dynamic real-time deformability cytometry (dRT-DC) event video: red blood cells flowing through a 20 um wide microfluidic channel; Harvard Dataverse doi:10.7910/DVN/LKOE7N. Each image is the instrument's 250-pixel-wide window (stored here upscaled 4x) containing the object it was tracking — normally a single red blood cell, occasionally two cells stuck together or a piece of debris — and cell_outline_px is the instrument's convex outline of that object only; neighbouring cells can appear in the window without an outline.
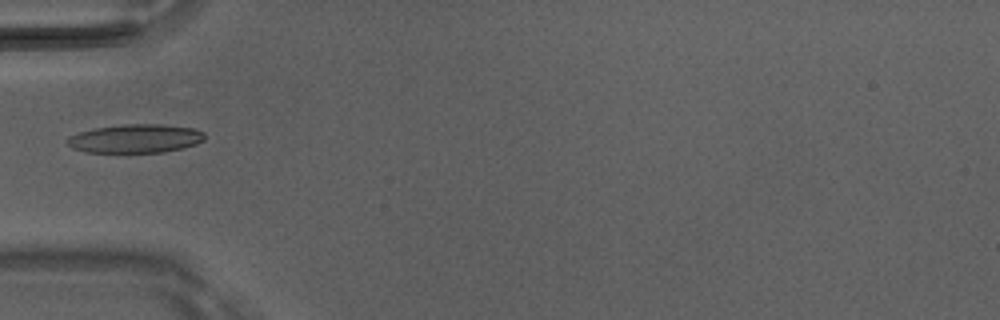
{"species": "Egyptian fruit bat (a non-hibernating species)", "species_latin": "Rousettus aegyptiacus", "temperature_condition": "room temperature", "stored_images_in_passage": 5, "camera_frame_rate_fps": 3000, "um_per_image_px": 0.085, "animal": {"sex": "male"}, "frame": {"image": 1, "passage_image": 5, "time_ms": 1.333, "image_size_px": [1000, 320], "cell_outline_px": [[204, 140], [196, 144], [164, 152], [84, 152], [72, 148], [64, 140], [68, 136], [80, 132], [96, 128], [124, 124], [160, 124], [192, 128], [204, 132]], "centroid_in_image_um": [11.48, 11.78], "position_along_channel_um": 73.5, "area_um2": 22.83}}